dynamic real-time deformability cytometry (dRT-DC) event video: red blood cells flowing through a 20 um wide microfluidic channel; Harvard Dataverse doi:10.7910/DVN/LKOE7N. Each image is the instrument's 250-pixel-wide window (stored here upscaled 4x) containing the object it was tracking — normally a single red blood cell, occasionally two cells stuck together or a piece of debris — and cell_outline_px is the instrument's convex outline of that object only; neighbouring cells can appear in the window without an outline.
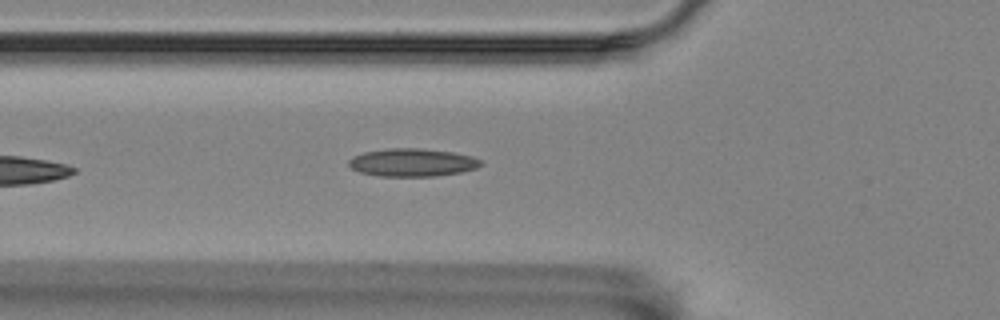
{"species": "Egyptian fruit bat (a non-hibernating species)", "species_latin": "Rousettus aegyptiacus", "temperature_condition": "room temperature", "stored_images_in_passage": 7, "camera_frame_rate_fps": 3000, "um_per_image_px": 0.085, "animal": {"sex": "female"}, "frame": {"image": 1, "passage_image": 7, "time_ms": 2.0, "image_size_px": [1000, 320], "cell_outline_px": [[484, 164], [476, 168], [460, 172], [436, 176], [380, 176], [360, 172], [352, 168], [348, 164], [348, 160], [352, 156], [364, 152], [388, 148], [420, 148], [452, 152], [472, 156], [480, 160]], "centroid_in_image_um": [35.04, 13.8], "position_along_channel_um": 90.8, "area_um2": 21.5}}